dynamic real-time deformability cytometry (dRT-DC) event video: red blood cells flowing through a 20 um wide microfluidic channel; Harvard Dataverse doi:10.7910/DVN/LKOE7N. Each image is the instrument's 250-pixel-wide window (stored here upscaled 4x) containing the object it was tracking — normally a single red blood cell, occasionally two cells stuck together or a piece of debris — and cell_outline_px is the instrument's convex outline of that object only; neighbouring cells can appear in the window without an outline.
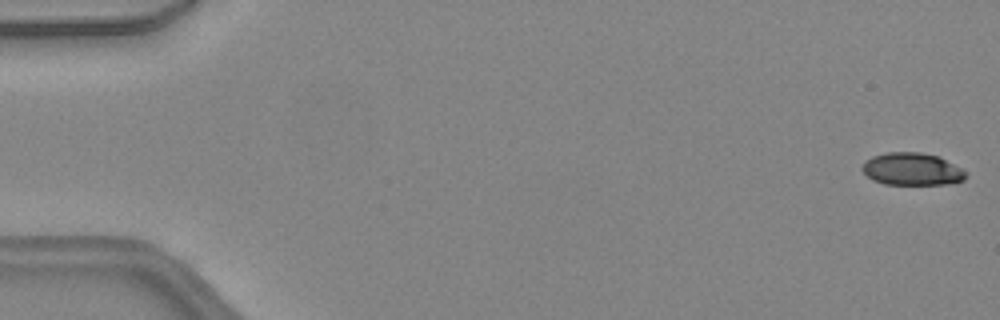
{"species": "common noctule bat (a hibernating species)", "species_latin": "Nyctalus noctula", "temperature_condition": "warm", "stored_images_in_passage": 7, "camera_frame_rate_fps": 3000, "um_per_image_px": 0.085, "animal": {"sex": "female", "body_mass_g": 24.6, "forearm_length_mm": 56.2}, "frame": {"image": 1, "passage_image": 1, "time_ms": 0.0, "image_size_px": [1000, 320], "cell_outline_px": [[968, 172], [964, 180], [948, 184], [884, 184], [872, 180], [860, 168], [864, 160], [872, 156], [888, 152], [920, 152], [940, 156]], "centroid_in_image_um": [77.52, 14.37], "position_along_channel_um": 7.5, "area_um2": 19.83}}